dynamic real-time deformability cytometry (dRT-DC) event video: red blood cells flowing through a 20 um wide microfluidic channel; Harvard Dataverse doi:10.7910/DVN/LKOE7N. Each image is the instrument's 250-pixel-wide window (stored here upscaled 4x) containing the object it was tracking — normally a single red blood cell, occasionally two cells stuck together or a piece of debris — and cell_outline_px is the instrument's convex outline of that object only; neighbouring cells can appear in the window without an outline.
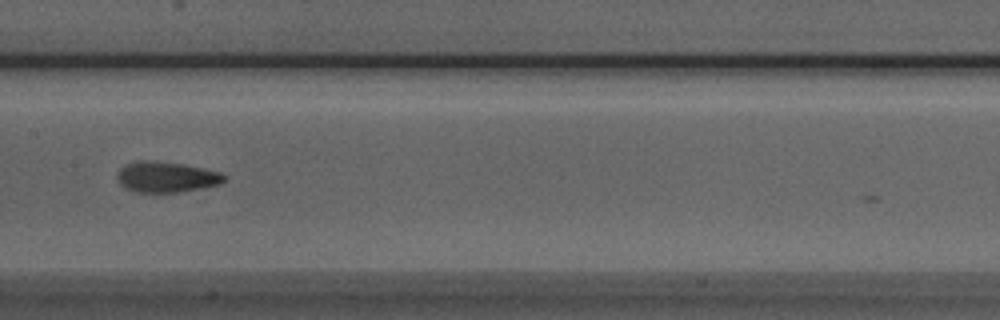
{"species": "Egyptian fruit bat (a non-hibernating species)", "species_latin": "Rousettus aegyptiacus", "temperature_condition": "room temperature", "stored_images_in_passage": 21, "camera_frame_rate_fps": 3000, "um_per_image_px": 0.085, "animal": {"sex": "male"}, "frame": {"image": 1, "passage_image": 15, "time_ms": 4.667, "image_size_px": [1000, 320], "cell_outline_px": [[228, 176], [220, 184], [180, 192], [136, 192], [120, 184], [116, 176], [120, 168], [128, 164], [140, 160], [148, 160], [180, 164], [204, 168], [220, 172]], "centroid_in_image_um": [14.15, 15.04], "position_along_channel_um": 193.2, "area_um2": 18.9}}
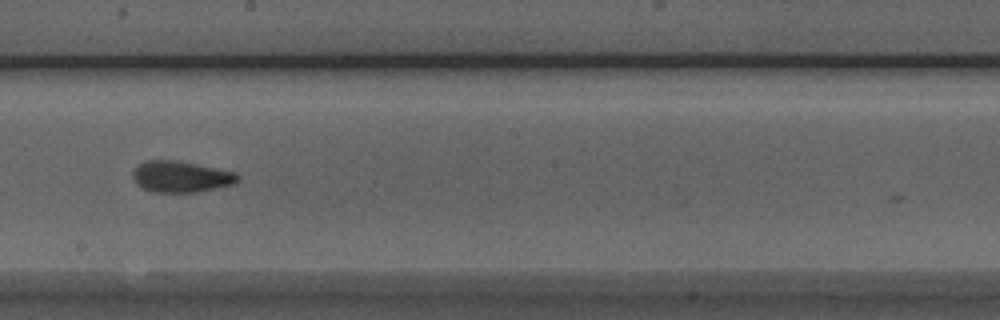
{"frame": {"image": 2, "passage_image": 18, "time_ms": 5.667, "image_size_px": [1000, 320], "cell_outline_px": [[240, 180], [232, 184], [196, 192], [152, 192], [136, 184], [132, 176], [132, 172], [140, 164], [148, 160], [172, 160], [196, 164], [236, 172], [240, 176]], "centroid_in_image_um": [15.38, 15.02], "position_along_channel_um": 232.8, "area_um2": 18.9}}